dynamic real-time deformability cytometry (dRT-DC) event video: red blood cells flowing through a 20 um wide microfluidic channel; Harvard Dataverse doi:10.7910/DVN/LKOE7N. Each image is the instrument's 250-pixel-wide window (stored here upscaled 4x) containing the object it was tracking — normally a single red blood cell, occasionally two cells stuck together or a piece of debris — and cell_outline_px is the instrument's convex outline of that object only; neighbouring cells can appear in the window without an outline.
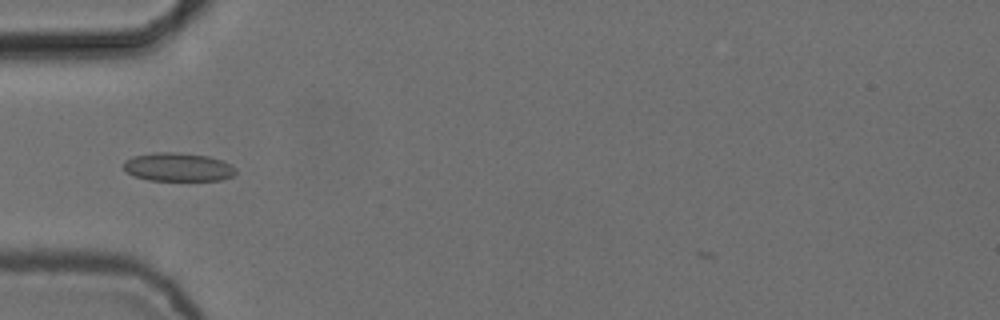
{"species": "common noctule bat (a hibernating species)", "species_latin": "Nyctalus noctula", "temperature_condition": "cold", "stored_images_in_passage": 4, "camera_frame_rate_fps": 3000, "um_per_image_px": 0.085, "animal": {"sex": "female", "body_mass_g": 24.6, "forearm_length_mm": 56.2}, "frame": {"image": 1, "passage_image": 2, "time_ms": 0.333, "image_size_px": [1000, 320], "cell_outline_px": [[236, 172], [232, 176], [224, 180], [148, 180], [132, 176], [124, 168], [124, 160], [132, 156], [156, 152], [172, 152], [208, 156], [232, 164], [236, 168]], "centroid_in_image_um": [15.13, 14.2], "position_along_channel_um": 69.9, "area_um2": 18.67}}
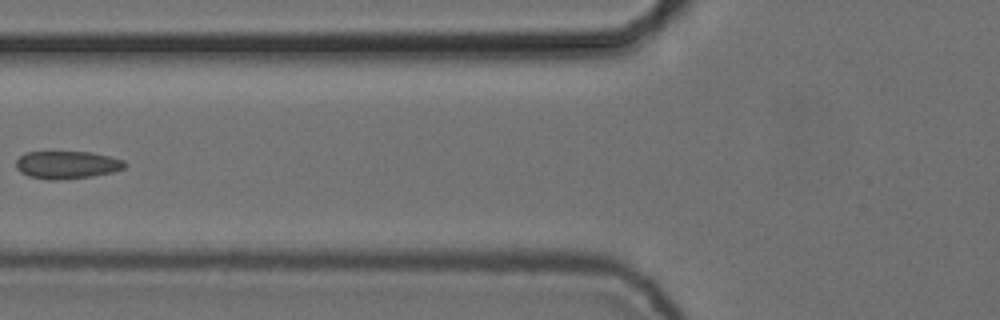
{"frame": {"image": 2, "passage_image": 3, "time_ms": 0.667, "image_size_px": [1000, 320], "cell_outline_px": [[128, 164], [124, 168], [112, 172], [92, 176], [56, 180], [48, 180], [28, 176], [20, 172], [16, 168], [16, 160], [24, 152], [92, 152], [124, 160]], "centroid_in_image_um": [5.68, 14.01], "position_along_channel_um": 120.1, "area_um2": 17.63}}
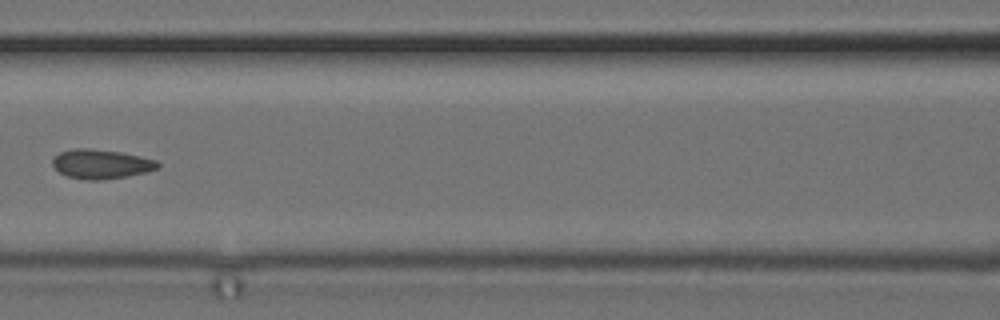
{"frame": {"image": 3, "passage_image": 4, "time_ms": 1.0, "image_size_px": [1000, 320], "cell_outline_px": [[160, 168], [148, 172], [128, 176], [100, 180], [88, 180], [68, 176], [60, 172], [52, 164], [52, 160], [60, 152], [76, 148], [88, 148], [120, 152], [140, 156], [156, 160], [160, 164]], "centroid_in_image_um": [8.64, 13.94], "position_along_channel_um": 158.0, "area_um2": 17.92}}